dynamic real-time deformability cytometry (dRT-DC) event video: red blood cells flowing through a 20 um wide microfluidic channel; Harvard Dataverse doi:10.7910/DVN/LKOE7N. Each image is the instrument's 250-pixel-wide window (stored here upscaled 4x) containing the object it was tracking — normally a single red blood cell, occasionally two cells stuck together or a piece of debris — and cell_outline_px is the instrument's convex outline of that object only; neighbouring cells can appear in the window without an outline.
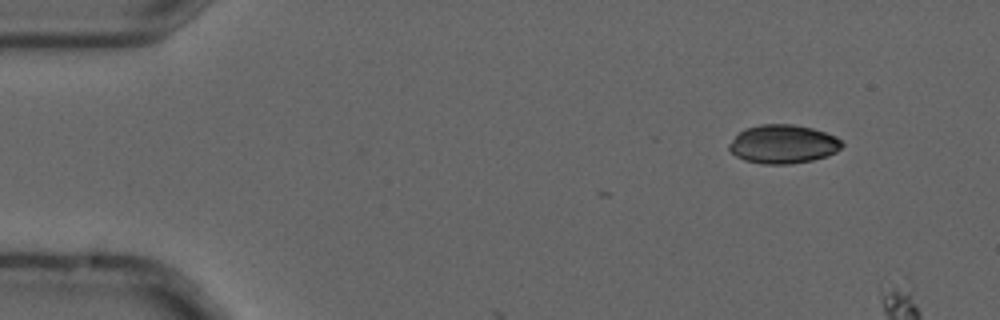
{"species": "common noctule bat (a hibernating species)", "species_latin": "Nyctalus noctula", "temperature_condition": "cold", "stored_images_in_passage": 4, "camera_frame_rate_fps": 3000, "um_per_image_px": 0.085, "animal": {"sex": "male", "forearm_length_mm": 52.5}, "frame": {"image": 1, "passage_image": 2, "time_ms": 0.333, "image_size_px": [1000, 320], "cell_outline_px": [[844, 144], [836, 152], [828, 156], [812, 160], [788, 164], [764, 164], [744, 160], [736, 156], [728, 148], [728, 144], [744, 128], [760, 124], [792, 124], [812, 128], [836, 136]], "centroid_in_image_um": [66.56, 12.25], "position_along_channel_um": 18.4, "area_um2": 25.43}}